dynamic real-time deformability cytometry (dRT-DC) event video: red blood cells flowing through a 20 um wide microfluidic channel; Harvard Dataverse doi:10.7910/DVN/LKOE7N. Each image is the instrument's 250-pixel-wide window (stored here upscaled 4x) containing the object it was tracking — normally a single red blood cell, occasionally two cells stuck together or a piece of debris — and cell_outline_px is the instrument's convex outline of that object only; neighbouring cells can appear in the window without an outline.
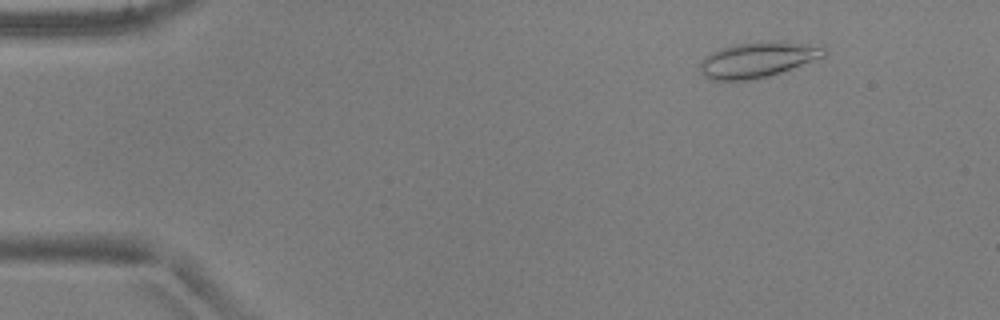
{"species": "common noctule bat (a hibernating species)", "species_latin": "Nyctalus noctula", "temperature_condition": "warm", "stored_images_in_passage": 51, "camera_frame_rate_fps": 3000, "um_per_image_px": 0.085, "animal": {"sex": "male", "body_mass_g": 17.9, "forearm_length_mm": 54.2}, "frame": {"image": 1, "passage_image": 6, "time_ms": 1.667, "image_size_px": [1000, 320], "cell_outline_px": [[828, 52], [824, 56], [780, 72], [768, 76], [752, 80], [712, 80], [704, 76], [700, 72], [700, 60], [704, 56], [720, 48], [736, 44], [824, 44]], "centroid_in_image_um": [64.36, 5.12], "position_along_channel_um": 20.6, "area_um2": 24.74}}
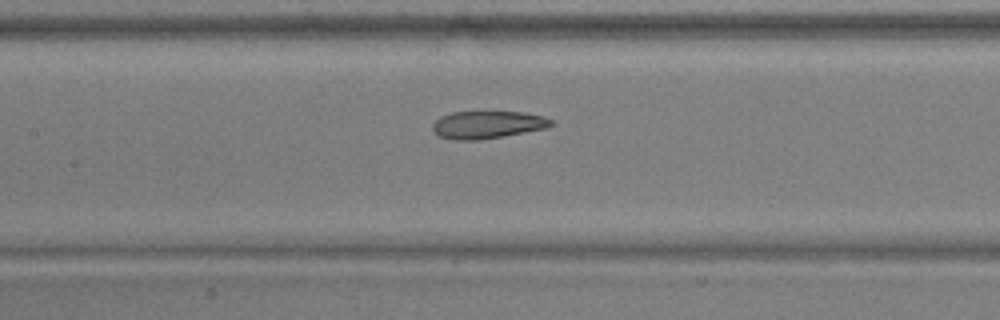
{"frame": {"image": 2, "passage_image": 24, "time_ms": 7.667, "image_size_px": [1000, 320], "cell_outline_px": [[556, 124], [548, 128], [476, 140], [456, 140], [440, 136], [432, 128], [432, 124], [440, 116], [452, 112], [480, 108], [524, 112], [544, 116], [552, 120]], "centroid_in_image_um": [41.46, 10.52], "position_along_channel_um": 165.9, "area_um2": 19.94}}
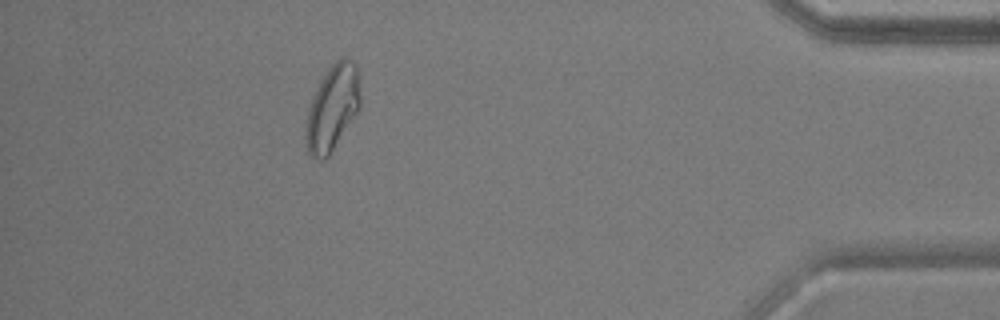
{"frame": {"image": 3, "passage_image": 46, "time_ms": 15.0, "image_size_px": [1000, 320], "cell_outline_px": [[360, 108], [328, 156], [324, 160], [316, 160], [308, 156], [304, 140], [304, 132], [308, 108], [316, 88], [320, 80], [328, 68], [340, 56], [348, 56], [356, 64], [360, 96]], "centroid_in_image_um": [28.22, 9.18], "position_along_channel_um": 407.0, "area_um2": 27.51}, "authors_computed_cell_mechanics": {"area_um2": 22.3686, "velocity_mm_per_s": 3.9284, "shape_relaxation_time_tau1_ms": null, "shape_relaxation_time_tau2_ms": 1.784, "deformation_change_tau1": null, "deformation_change_tau2": 0.0726}}